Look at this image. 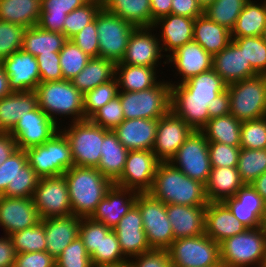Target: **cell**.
I'll list each match as a JSON object with an SVG mask.
<instances>
[{
    "label": "cell",
    "instance_id": "obj_29",
    "mask_svg": "<svg viewBox=\"0 0 266 267\" xmlns=\"http://www.w3.org/2000/svg\"><path fill=\"white\" fill-rule=\"evenodd\" d=\"M174 239L194 237L205 233L206 206L166 205Z\"/></svg>",
    "mask_w": 266,
    "mask_h": 267
},
{
    "label": "cell",
    "instance_id": "obj_58",
    "mask_svg": "<svg viewBox=\"0 0 266 267\" xmlns=\"http://www.w3.org/2000/svg\"><path fill=\"white\" fill-rule=\"evenodd\" d=\"M28 163L26 151L16 149L10 157L0 165V196L5 193L9 183H13L17 175Z\"/></svg>",
    "mask_w": 266,
    "mask_h": 267
},
{
    "label": "cell",
    "instance_id": "obj_61",
    "mask_svg": "<svg viewBox=\"0 0 266 267\" xmlns=\"http://www.w3.org/2000/svg\"><path fill=\"white\" fill-rule=\"evenodd\" d=\"M132 258L129 267H172L167 249H152Z\"/></svg>",
    "mask_w": 266,
    "mask_h": 267
},
{
    "label": "cell",
    "instance_id": "obj_8",
    "mask_svg": "<svg viewBox=\"0 0 266 267\" xmlns=\"http://www.w3.org/2000/svg\"><path fill=\"white\" fill-rule=\"evenodd\" d=\"M167 250L172 267H223L220 244L205 233L175 239Z\"/></svg>",
    "mask_w": 266,
    "mask_h": 267
},
{
    "label": "cell",
    "instance_id": "obj_14",
    "mask_svg": "<svg viewBox=\"0 0 266 267\" xmlns=\"http://www.w3.org/2000/svg\"><path fill=\"white\" fill-rule=\"evenodd\" d=\"M159 163L152 150H130L123 173L114 185L137 193L149 192Z\"/></svg>",
    "mask_w": 266,
    "mask_h": 267
},
{
    "label": "cell",
    "instance_id": "obj_19",
    "mask_svg": "<svg viewBox=\"0 0 266 267\" xmlns=\"http://www.w3.org/2000/svg\"><path fill=\"white\" fill-rule=\"evenodd\" d=\"M33 198L0 196V226L5 236L40 222Z\"/></svg>",
    "mask_w": 266,
    "mask_h": 267
},
{
    "label": "cell",
    "instance_id": "obj_28",
    "mask_svg": "<svg viewBox=\"0 0 266 267\" xmlns=\"http://www.w3.org/2000/svg\"><path fill=\"white\" fill-rule=\"evenodd\" d=\"M158 119H125L113 132L128 150H152Z\"/></svg>",
    "mask_w": 266,
    "mask_h": 267
},
{
    "label": "cell",
    "instance_id": "obj_33",
    "mask_svg": "<svg viewBox=\"0 0 266 267\" xmlns=\"http://www.w3.org/2000/svg\"><path fill=\"white\" fill-rule=\"evenodd\" d=\"M37 105L35 91L13 92L0 99V132L10 133L19 119Z\"/></svg>",
    "mask_w": 266,
    "mask_h": 267
},
{
    "label": "cell",
    "instance_id": "obj_49",
    "mask_svg": "<svg viewBox=\"0 0 266 267\" xmlns=\"http://www.w3.org/2000/svg\"><path fill=\"white\" fill-rule=\"evenodd\" d=\"M118 92L116 78L87 91L83 95L85 119H90L102 106L118 96Z\"/></svg>",
    "mask_w": 266,
    "mask_h": 267
},
{
    "label": "cell",
    "instance_id": "obj_74",
    "mask_svg": "<svg viewBox=\"0 0 266 267\" xmlns=\"http://www.w3.org/2000/svg\"><path fill=\"white\" fill-rule=\"evenodd\" d=\"M258 267H266V257L263 259V261Z\"/></svg>",
    "mask_w": 266,
    "mask_h": 267
},
{
    "label": "cell",
    "instance_id": "obj_60",
    "mask_svg": "<svg viewBox=\"0 0 266 267\" xmlns=\"http://www.w3.org/2000/svg\"><path fill=\"white\" fill-rule=\"evenodd\" d=\"M70 40L89 57H99V40L95 18L90 24L86 25L83 30L73 36Z\"/></svg>",
    "mask_w": 266,
    "mask_h": 267
},
{
    "label": "cell",
    "instance_id": "obj_71",
    "mask_svg": "<svg viewBox=\"0 0 266 267\" xmlns=\"http://www.w3.org/2000/svg\"><path fill=\"white\" fill-rule=\"evenodd\" d=\"M215 0H197L198 4L204 10L208 5L212 4Z\"/></svg>",
    "mask_w": 266,
    "mask_h": 267
},
{
    "label": "cell",
    "instance_id": "obj_76",
    "mask_svg": "<svg viewBox=\"0 0 266 267\" xmlns=\"http://www.w3.org/2000/svg\"><path fill=\"white\" fill-rule=\"evenodd\" d=\"M263 227H264V230L266 232V216H265V219H264V222H263Z\"/></svg>",
    "mask_w": 266,
    "mask_h": 267
},
{
    "label": "cell",
    "instance_id": "obj_67",
    "mask_svg": "<svg viewBox=\"0 0 266 267\" xmlns=\"http://www.w3.org/2000/svg\"><path fill=\"white\" fill-rule=\"evenodd\" d=\"M151 25L158 19L172 14V0H150Z\"/></svg>",
    "mask_w": 266,
    "mask_h": 267
},
{
    "label": "cell",
    "instance_id": "obj_10",
    "mask_svg": "<svg viewBox=\"0 0 266 267\" xmlns=\"http://www.w3.org/2000/svg\"><path fill=\"white\" fill-rule=\"evenodd\" d=\"M95 23L99 40V58L120 62L129 37L136 27L104 7L97 12Z\"/></svg>",
    "mask_w": 266,
    "mask_h": 267
},
{
    "label": "cell",
    "instance_id": "obj_59",
    "mask_svg": "<svg viewBox=\"0 0 266 267\" xmlns=\"http://www.w3.org/2000/svg\"><path fill=\"white\" fill-rule=\"evenodd\" d=\"M241 148L219 142H209L211 167H237Z\"/></svg>",
    "mask_w": 266,
    "mask_h": 267
},
{
    "label": "cell",
    "instance_id": "obj_11",
    "mask_svg": "<svg viewBox=\"0 0 266 267\" xmlns=\"http://www.w3.org/2000/svg\"><path fill=\"white\" fill-rule=\"evenodd\" d=\"M135 205L142 215L143 229L152 249H167L175 240L166 204L150 193H138Z\"/></svg>",
    "mask_w": 266,
    "mask_h": 267
},
{
    "label": "cell",
    "instance_id": "obj_64",
    "mask_svg": "<svg viewBox=\"0 0 266 267\" xmlns=\"http://www.w3.org/2000/svg\"><path fill=\"white\" fill-rule=\"evenodd\" d=\"M172 14L196 19L203 15V9L197 0H172Z\"/></svg>",
    "mask_w": 266,
    "mask_h": 267
},
{
    "label": "cell",
    "instance_id": "obj_2",
    "mask_svg": "<svg viewBox=\"0 0 266 267\" xmlns=\"http://www.w3.org/2000/svg\"><path fill=\"white\" fill-rule=\"evenodd\" d=\"M72 214L90 217L113 183L97 168L73 166L64 174Z\"/></svg>",
    "mask_w": 266,
    "mask_h": 267
},
{
    "label": "cell",
    "instance_id": "obj_66",
    "mask_svg": "<svg viewBox=\"0 0 266 267\" xmlns=\"http://www.w3.org/2000/svg\"><path fill=\"white\" fill-rule=\"evenodd\" d=\"M16 252L9 236L0 239V267H13Z\"/></svg>",
    "mask_w": 266,
    "mask_h": 267
},
{
    "label": "cell",
    "instance_id": "obj_51",
    "mask_svg": "<svg viewBox=\"0 0 266 267\" xmlns=\"http://www.w3.org/2000/svg\"><path fill=\"white\" fill-rule=\"evenodd\" d=\"M102 6L95 3H86L66 15L64 22V35L67 40L78 34L90 24Z\"/></svg>",
    "mask_w": 266,
    "mask_h": 267
},
{
    "label": "cell",
    "instance_id": "obj_44",
    "mask_svg": "<svg viewBox=\"0 0 266 267\" xmlns=\"http://www.w3.org/2000/svg\"><path fill=\"white\" fill-rule=\"evenodd\" d=\"M237 170L245 184L252 183L266 172V149L241 148Z\"/></svg>",
    "mask_w": 266,
    "mask_h": 267
},
{
    "label": "cell",
    "instance_id": "obj_53",
    "mask_svg": "<svg viewBox=\"0 0 266 267\" xmlns=\"http://www.w3.org/2000/svg\"><path fill=\"white\" fill-rule=\"evenodd\" d=\"M40 177L27 163L21 168L13 183H9L5 193L2 196L19 197V198H33L35 188L39 182Z\"/></svg>",
    "mask_w": 266,
    "mask_h": 267
},
{
    "label": "cell",
    "instance_id": "obj_50",
    "mask_svg": "<svg viewBox=\"0 0 266 267\" xmlns=\"http://www.w3.org/2000/svg\"><path fill=\"white\" fill-rule=\"evenodd\" d=\"M63 79L71 80L86 66L91 59L71 40H67L59 52Z\"/></svg>",
    "mask_w": 266,
    "mask_h": 267
},
{
    "label": "cell",
    "instance_id": "obj_73",
    "mask_svg": "<svg viewBox=\"0 0 266 267\" xmlns=\"http://www.w3.org/2000/svg\"><path fill=\"white\" fill-rule=\"evenodd\" d=\"M87 3H95V4H99L103 7L105 0H85Z\"/></svg>",
    "mask_w": 266,
    "mask_h": 267
},
{
    "label": "cell",
    "instance_id": "obj_32",
    "mask_svg": "<svg viewBox=\"0 0 266 267\" xmlns=\"http://www.w3.org/2000/svg\"><path fill=\"white\" fill-rule=\"evenodd\" d=\"M193 41L213 57L232 41L231 31L203 14L194 20Z\"/></svg>",
    "mask_w": 266,
    "mask_h": 267
},
{
    "label": "cell",
    "instance_id": "obj_3",
    "mask_svg": "<svg viewBox=\"0 0 266 267\" xmlns=\"http://www.w3.org/2000/svg\"><path fill=\"white\" fill-rule=\"evenodd\" d=\"M38 106L56 123L57 116L85 120L83 94L70 80L40 82L35 90Z\"/></svg>",
    "mask_w": 266,
    "mask_h": 267
},
{
    "label": "cell",
    "instance_id": "obj_20",
    "mask_svg": "<svg viewBox=\"0 0 266 267\" xmlns=\"http://www.w3.org/2000/svg\"><path fill=\"white\" fill-rule=\"evenodd\" d=\"M124 256L129 258L152 250L143 229L142 215L134 205L113 228Z\"/></svg>",
    "mask_w": 266,
    "mask_h": 267
},
{
    "label": "cell",
    "instance_id": "obj_23",
    "mask_svg": "<svg viewBox=\"0 0 266 267\" xmlns=\"http://www.w3.org/2000/svg\"><path fill=\"white\" fill-rule=\"evenodd\" d=\"M167 59L163 63H173L177 74L182 76L180 83L212 69L213 57L195 41L184 44L171 55L167 54Z\"/></svg>",
    "mask_w": 266,
    "mask_h": 267
},
{
    "label": "cell",
    "instance_id": "obj_57",
    "mask_svg": "<svg viewBox=\"0 0 266 267\" xmlns=\"http://www.w3.org/2000/svg\"><path fill=\"white\" fill-rule=\"evenodd\" d=\"M90 120L104 129L113 131L125 120L120 97L116 96L110 102L102 106Z\"/></svg>",
    "mask_w": 266,
    "mask_h": 267
},
{
    "label": "cell",
    "instance_id": "obj_1",
    "mask_svg": "<svg viewBox=\"0 0 266 267\" xmlns=\"http://www.w3.org/2000/svg\"><path fill=\"white\" fill-rule=\"evenodd\" d=\"M164 204L207 206L205 185L186 176L170 162H160L148 192Z\"/></svg>",
    "mask_w": 266,
    "mask_h": 267
},
{
    "label": "cell",
    "instance_id": "obj_63",
    "mask_svg": "<svg viewBox=\"0 0 266 267\" xmlns=\"http://www.w3.org/2000/svg\"><path fill=\"white\" fill-rule=\"evenodd\" d=\"M13 267H56V260L47 251L19 253Z\"/></svg>",
    "mask_w": 266,
    "mask_h": 267
},
{
    "label": "cell",
    "instance_id": "obj_55",
    "mask_svg": "<svg viewBox=\"0 0 266 267\" xmlns=\"http://www.w3.org/2000/svg\"><path fill=\"white\" fill-rule=\"evenodd\" d=\"M56 267H93L91 257L79 236L56 259Z\"/></svg>",
    "mask_w": 266,
    "mask_h": 267
},
{
    "label": "cell",
    "instance_id": "obj_36",
    "mask_svg": "<svg viewBox=\"0 0 266 267\" xmlns=\"http://www.w3.org/2000/svg\"><path fill=\"white\" fill-rule=\"evenodd\" d=\"M116 63L105 58H91L70 81L84 95L87 91L115 78Z\"/></svg>",
    "mask_w": 266,
    "mask_h": 267
},
{
    "label": "cell",
    "instance_id": "obj_9",
    "mask_svg": "<svg viewBox=\"0 0 266 267\" xmlns=\"http://www.w3.org/2000/svg\"><path fill=\"white\" fill-rule=\"evenodd\" d=\"M25 151L29 165L40 178L63 175L74 166L70 144L61 131L43 145Z\"/></svg>",
    "mask_w": 266,
    "mask_h": 267
},
{
    "label": "cell",
    "instance_id": "obj_43",
    "mask_svg": "<svg viewBox=\"0 0 266 267\" xmlns=\"http://www.w3.org/2000/svg\"><path fill=\"white\" fill-rule=\"evenodd\" d=\"M213 100L171 99V111L193 130L200 131L209 121L208 105Z\"/></svg>",
    "mask_w": 266,
    "mask_h": 267
},
{
    "label": "cell",
    "instance_id": "obj_56",
    "mask_svg": "<svg viewBox=\"0 0 266 267\" xmlns=\"http://www.w3.org/2000/svg\"><path fill=\"white\" fill-rule=\"evenodd\" d=\"M110 230L111 228L106 227L103 223L93 221L90 217L80 219L79 237L89 255L95 250H99L102 236H105Z\"/></svg>",
    "mask_w": 266,
    "mask_h": 267
},
{
    "label": "cell",
    "instance_id": "obj_31",
    "mask_svg": "<svg viewBox=\"0 0 266 267\" xmlns=\"http://www.w3.org/2000/svg\"><path fill=\"white\" fill-rule=\"evenodd\" d=\"M245 185L241 180L237 167H212L205 185L208 202H223Z\"/></svg>",
    "mask_w": 266,
    "mask_h": 267
},
{
    "label": "cell",
    "instance_id": "obj_15",
    "mask_svg": "<svg viewBox=\"0 0 266 267\" xmlns=\"http://www.w3.org/2000/svg\"><path fill=\"white\" fill-rule=\"evenodd\" d=\"M60 128L61 126L37 105L19 119L9 134L15 139L18 149L27 150L43 145L60 131Z\"/></svg>",
    "mask_w": 266,
    "mask_h": 267
},
{
    "label": "cell",
    "instance_id": "obj_4",
    "mask_svg": "<svg viewBox=\"0 0 266 267\" xmlns=\"http://www.w3.org/2000/svg\"><path fill=\"white\" fill-rule=\"evenodd\" d=\"M266 257V232L264 227L247 228L220 243L223 267L259 266Z\"/></svg>",
    "mask_w": 266,
    "mask_h": 267
},
{
    "label": "cell",
    "instance_id": "obj_13",
    "mask_svg": "<svg viewBox=\"0 0 266 267\" xmlns=\"http://www.w3.org/2000/svg\"><path fill=\"white\" fill-rule=\"evenodd\" d=\"M33 200L40 219L72 215L64 175L40 178Z\"/></svg>",
    "mask_w": 266,
    "mask_h": 267
},
{
    "label": "cell",
    "instance_id": "obj_17",
    "mask_svg": "<svg viewBox=\"0 0 266 267\" xmlns=\"http://www.w3.org/2000/svg\"><path fill=\"white\" fill-rule=\"evenodd\" d=\"M152 30L153 27L135 28L129 37L122 60L116 64L158 67L159 59L165 56L167 58V55L161 53V42L152 34Z\"/></svg>",
    "mask_w": 266,
    "mask_h": 267
},
{
    "label": "cell",
    "instance_id": "obj_62",
    "mask_svg": "<svg viewBox=\"0 0 266 267\" xmlns=\"http://www.w3.org/2000/svg\"><path fill=\"white\" fill-rule=\"evenodd\" d=\"M40 71V82L63 80L59 54H40L36 56Z\"/></svg>",
    "mask_w": 266,
    "mask_h": 267
},
{
    "label": "cell",
    "instance_id": "obj_12",
    "mask_svg": "<svg viewBox=\"0 0 266 267\" xmlns=\"http://www.w3.org/2000/svg\"><path fill=\"white\" fill-rule=\"evenodd\" d=\"M208 144L204 134L194 130L169 162L186 176L206 185L212 169Z\"/></svg>",
    "mask_w": 266,
    "mask_h": 267
},
{
    "label": "cell",
    "instance_id": "obj_22",
    "mask_svg": "<svg viewBox=\"0 0 266 267\" xmlns=\"http://www.w3.org/2000/svg\"><path fill=\"white\" fill-rule=\"evenodd\" d=\"M223 202L247 228L263 226L266 203L250 184H245L234 197L227 198Z\"/></svg>",
    "mask_w": 266,
    "mask_h": 267
},
{
    "label": "cell",
    "instance_id": "obj_38",
    "mask_svg": "<svg viewBox=\"0 0 266 267\" xmlns=\"http://www.w3.org/2000/svg\"><path fill=\"white\" fill-rule=\"evenodd\" d=\"M41 0H0V20L23 26L38 25Z\"/></svg>",
    "mask_w": 266,
    "mask_h": 267
},
{
    "label": "cell",
    "instance_id": "obj_52",
    "mask_svg": "<svg viewBox=\"0 0 266 267\" xmlns=\"http://www.w3.org/2000/svg\"><path fill=\"white\" fill-rule=\"evenodd\" d=\"M240 148L266 149V116L242 122Z\"/></svg>",
    "mask_w": 266,
    "mask_h": 267
},
{
    "label": "cell",
    "instance_id": "obj_6",
    "mask_svg": "<svg viewBox=\"0 0 266 267\" xmlns=\"http://www.w3.org/2000/svg\"><path fill=\"white\" fill-rule=\"evenodd\" d=\"M71 124L67 129L65 127L60 130L70 144L74 166L97 168L101 160L100 149L104 136L110 130L94 124L90 119Z\"/></svg>",
    "mask_w": 266,
    "mask_h": 267
},
{
    "label": "cell",
    "instance_id": "obj_54",
    "mask_svg": "<svg viewBox=\"0 0 266 267\" xmlns=\"http://www.w3.org/2000/svg\"><path fill=\"white\" fill-rule=\"evenodd\" d=\"M24 30L21 25L0 20V62L22 49Z\"/></svg>",
    "mask_w": 266,
    "mask_h": 267
},
{
    "label": "cell",
    "instance_id": "obj_72",
    "mask_svg": "<svg viewBox=\"0 0 266 267\" xmlns=\"http://www.w3.org/2000/svg\"><path fill=\"white\" fill-rule=\"evenodd\" d=\"M93 267H129L127 264H117V265H102V266H93Z\"/></svg>",
    "mask_w": 266,
    "mask_h": 267
},
{
    "label": "cell",
    "instance_id": "obj_41",
    "mask_svg": "<svg viewBox=\"0 0 266 267\" xmlns=\"http://www.w3.org/2000/svg\"><path fill=\"white\" fill-rule=\"evenodd\" d=\"M103 7L136 28L153 27L150 0H105Z\"/></svg>",
    "mask_w": 266,
    "mask_h": 267
},
{
    "label": "cell",
    "instance_id": "obj_21",
    "mask_svg": "<svg viewBox=\"0 0 266 267\" xmlns=\"http://www.w3.org/2000/svg\"><path fill=\"white\" fill-rule=\"evenodd\" d=\"M137 194L134 190L121 188L113 184L90 218L113 229L135 205Z\"/></svg>",
    "mask_w": 266,
    "mask_h": 267
},
{
    "label": "cell",
    "instance_id": "obj_30",
    "mask_svg": "<svg viewBox=\"0 0 266 267\" xmlns=\"http://www.w3.org/2000/svg\"><path fill=\"white\" fill-rule=\"evenodd\" d=\"M194 20L186 16L169 14L154 22L153 28L160 27L162 30L159 37L162 51L170 52L171 55L184 44L193 41Z\"/></svg>",
    "mask_w": 266,
    "mask_h": 267
},
{
    "label": "cell",
    "instance_id": "obj_26",
    "mask_svg": "<svg viewBox=\"0 0 266 267\" xmlns=\"http://www.w3.org/2000/svg\"><path fill=\"white\" fill-rule=\"evenodd\" d=\"M246 229L224 202H208L205 211V234L215 242L220 244Z\"/></svg>",
    "mask_w": 266,
    "mask_h": 267
},
{
    "label": "cell",
    "instance_id": "obj_48",
    "mask_svg": "<svg viewBox=\"0 0 266 267\" xmlns=\"http://www.w3.org/2000/svg\"><path fill=\"white\" fill-rule=\"evenodd\" d=\"M232 41L244 52L251 67L259 75H266V42L262 36L232 38Z\"/></svg>",
    "mask_w": 266,
    "mask_h": 267
},
{
    "label": "cell",
    "instance_id": "obj_40",
    "mask_svg": "<svg viewBox=\"0 0 266 267\" xmlns=\"http://www.w3.org/2000/svg\"><path fill=\"white\" fill-rule=\"evenodd\" d=\"M248 0L231 30V38L262 36L266 26V0Z\"/></svg>",
    "mask_w": 266,
    "mask_h": 267
},
{
    "label": "cell",
    "instance_id": "obj_46",
    "mask_svg": "<svg viewBox=\"0 0 266 267\" xmlns=\"http://www.w3.org/2000/svg\"><path fill=\"white\" fill-rule=\"evenodd\" d=\"M16 254L46 251V238L42 220L35 226L17 231L9 236Z\"/></svg>",
    "mask_w": 266,
    "mask_h": 267
},
{
    "label": "cell",
    "instance_id": "obj_68",
    "mask_svg": "<svg viewBox=\"0 0 266 267\" xmlns=\"http://www.w3.org/2000/svg\"><path fill=\"white\" fill-rule=\"evenodd\" d=\"M17 149L15 139L9 133L0 132V165Z\"/></svg>",
    "mask_w": 266,
    "mask_h": 267
},
{
    "label": "cell",
    "instance_id": "obj_5",
    "mask_svg": "<svg viewBox=\"0 0 266 267\" xmlns=\"http://www.w3.org/2000/svg\"><path fill=\"white\" fill-rule=\"evenodd\" d=\"M125 119H159L171 111V82L160 81L142 91H119Z\"/></svg>",
    "mask_w": 266,
    "mask_h": 267
},
{
    "label": "cell",
    "instance_id": "obj_39",
    "mask_svg": "<svg viewBox=\"0 0 266 267\" xmlns=\"http://www.w3.org/2000/svg\"><path fill=\"white\" fill-rule=\"evenodd\" d=\"M86 3L85 0H41L38 26L46 31L64 34L66 15Z\"/></svg>",
    "mask_w": 266,
    "mask_h": 267
},
{
    "label": "cell",
    "instance_id": "obj_7",
    "mask_svg": "<svg viewBox=\"0 0 266 267\" xmlns=\"http://www.w3.org/2000/svg\"><path fill=\"white\" fill-rule=\"evenodd\" d=\"M230 114L239 121L266 116V75H257L227 85Z\"/></svg>",
    "mask_w": 266,
    "mask_h": 267
},
{
    "label": "cell",
    "instance_id": "obj_37",
    "mask_svg": "<svg viewBox=\"0 0 266 267\" xmlns=\"http://www.w3.org/2000/svg\"><path fill=\"white\" fill-rule=\"evenodd\" d=\"M67 41L63 33L43 30L38 25L24 30L22 50L33 55L59 54Z\"/></svg>",
    "mask_w": 266,
    "mask_h": 267
},
{
    "label": "cell",
    "instance_id": "obj_35",
    "mask_svg": "<svg viewBox=\"0 0 266 267\" xmlns=\"http://www.w3.org/2000/svg\"><path fill=\"white\" fill-rule=\"evenodd\" d=\"M156 70L157 67L116 64L115 78L119 91L135 92L156 86L160 82L157 81Z\"/></svg>",
    "mask_w": 266,
    "mask_h": 267
},
{
    "label": "cell",
    "instance_id": "obj_42",
    "mask_svg": "<svg viewBox=\"0 0 266 267\" xmlns=\"http://www.w3.org/2000/svg\"><path fill=\"white\" fill-rule=\"evenodd\" d=\"M242 122L233 115L209 119L200 130L208 142H219L233 147H240V133Z\"/></svg>",
    "mask_w": 266,
    "mask_h": 267
},
{
    "label": "cell",
    "instance_id": "obj_16",
    "mask_svg": "<svg viewBox=\"0 0 266 267\" xmlns=\"http://www.w3.org/2000/svg\"><path fill=\"white\" fill-rule=\"evenodd\" d=\"M194 130L172 111L158 119L152 151L160 162H169Z\"/></svg>",
    "mask_w": 266,
    "mask_h": 267
},
{
    "label": "cell",
    "instance_id": "obj_34",
    "mask_svg": "<svg viewBox=\"0 0 266 267\" xmlns=\"http://www.w3.org/2000/svg\"><path fill=\"white\" fill-rule=\"evenodd\" d=\"M100 152L101 160L97 169L114 184L123 173L129 151L110 130L104 136Z\"/></svg>",
    "mask_w": 266,
    "mask_h": 267
},
{
    "label": "cell",
    "instance_id": "obj_24",
    "mask_svg": "<svg viewBox=\"0 0 266 267\" xmlns=\"http://www.w3.org/2000/svg\"><path fill=\"white\" fill-rule=\"evenodd\" d=\"M212 69L227 85L259 75L233 41L213 56Z\"/></svg>",
    "mask_w": 266,
    "mask_h": 267
},
{
    "label": "cell",
    "instance_id": "obj_18",
    "mask_svg": "<svg viewBox=\"0 0 266 267\" xmlns=\"http://www.w3.org/2000/svg\"><path fill=\"white\" fill-rule=\"evenodd\" d=\"M9 78L12 92L35 91L40 83V71L36 57L18 50L1 62Z\"/></svg>",
    "mask_w": 266,
    "mask_h": 267
},
{
    "label": "cell",
    "instance_id": "obj_25",
    "mask_svg": "<svg viewBox=\"0 0 266 267\" xmlns=\"http://www.w3.org/2000/svg\"><path fill=\"white\" fill-rule=\"evenodd\" d=\"M226 89L227 84L211 69L183 83H171V99L213 100Z\"/></svg>",
    "mask_w": 266,
    "mask_h": 267
},
{
    "label": "cell",
    "instance_id": "obj_47",
    "mask_svg": "<svg viewBox=\"0 0 266 267\" xmlns=\"http://www.w3.org/2000/svg\"><path fill=\"white\" fill-rule=\"evenodd\" d=\"M90 257L93 266L127 264L129 261L122 253L113 229L102 236L99 250H95Z\"/></svg>",
    "mask_w": 266,
    "mask_h": 267
},
{
    "label": "cell",
    "instance_id": "obj_65",
    "mask_svg": "<svg viewBox=\"0 0 266 267\" xmlns=\"http://www.w3.org/2000/svg\"><path fill=\"white\" fill-rule=\"evenodd\" d=\"M210 119L230 114V97L227 89L218 94L213 103L208 105Z\"/></svg>",
    "mask_w": 266,
    "mask_h": 267
},
{
    "label": "cell",
    "instance_id": "obj_27",
    "mask_svg": "<svg viewBox=\"0 0 266 267\" xmlns=\"http://www.w3.org/2000/svg\"><path fill=\"white\" fill-rule=\"evenodd\" d=\"M80 219L81 217L73 214L41 219L44 223L46 251L55 260L79 236Z\"/></svg>",
    "mask_w": 266,
    "mask_h": 267
},
{
    "label": "cell",
    "instance_id": "obj_70",
    "mask_svg": "<svg viewBox=\"0 0 266 267\" xmlns=\"http://www.w3.org/2000/svg\"><path fill=\"white\" fill-rule=\"evenodd\" d=\"M250 185L258 192L266 203V172L250 183Z\"/></svg>",
    "mask_w": 266,
    "mask_h": 267
},
{
    "label": "cell",
    "instance_id": "obj_69",
    "mask_svg": "<svg viewBox=\"0 0 266 267\" xmlns=\"http://www.w3.org/2000/svg\"><path fill=\"white\" fill-rule=\"evenodd\" d=\"M12 90L9 87L8 75L4 72L3 67L0 63V99L12 94Z\"/></svg>",
    "mask_w": 266,
    "mask_h": 267
},
{
    "label": "cell",
    "instance_id": "obj_75",
    "mask_svg": "<svg viewBox=\"0 0 266 267\" xmlns=\"http://www.w3.org/2000/svg\"><path fill=\"white\" fill-rule=\"evenodd\" d=\"M263 40L266 42V26L264 28L263 34H262Z\"/></svg>",
    "mask_w": 266,
    "mask_h": 267
},
{
    "label": "cell",
    "instance_id": "obj_45",
    "mask_svg": "<svg viewBox=\"0 0 266 267\" xmlns=\"http://www.w3.org/2000/svg\"><path fill=\"white\" fill-rule=\"evenodd\" d=\"M247 1L215 0L203 10V14L210 20L225 26L231 31Z\"/></svg>",
    "mask_w": 266,
    "mask_h": 267
}]
</instances>
